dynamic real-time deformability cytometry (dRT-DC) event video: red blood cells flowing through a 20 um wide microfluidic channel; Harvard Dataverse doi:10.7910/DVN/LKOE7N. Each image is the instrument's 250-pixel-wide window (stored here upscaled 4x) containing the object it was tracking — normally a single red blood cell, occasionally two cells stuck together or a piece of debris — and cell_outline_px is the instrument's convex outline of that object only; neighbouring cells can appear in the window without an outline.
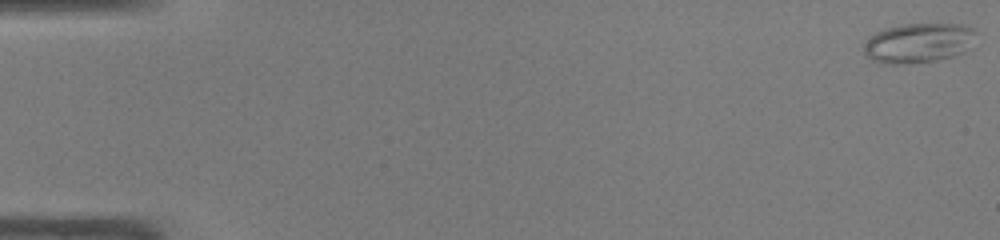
{"species": "common noctule bat (a hibernating species)", "species_latin": "Nyctalus noctula", "temperature_condition": "warm", "stored_images_in_passage": 13, "camera_frame_rate_fps": 3000, "um_per_image_px": 0.085, "animal": {"sex": "male", "body_mass_g": 19.0, "forearm_length_mm": 50.8}, "frame": {"image": 1, "passage_image": 1, "time_ms": 0.0, "image_size_px": [1000, 240], "cell_outline_px": [[976, 32], [972, 48], [964, 52], [952, 56], [936, 60], [896, 64], [880, 64], [872, 60], [864, 52], [864, 44], [868, 36], [884, 28], [904, 24], [964, 24], [972, 28]], "centroid_in_image_um": [78.07, 3.64], "position_along_channel_um": 6.9, "area_um2": 26.18}}